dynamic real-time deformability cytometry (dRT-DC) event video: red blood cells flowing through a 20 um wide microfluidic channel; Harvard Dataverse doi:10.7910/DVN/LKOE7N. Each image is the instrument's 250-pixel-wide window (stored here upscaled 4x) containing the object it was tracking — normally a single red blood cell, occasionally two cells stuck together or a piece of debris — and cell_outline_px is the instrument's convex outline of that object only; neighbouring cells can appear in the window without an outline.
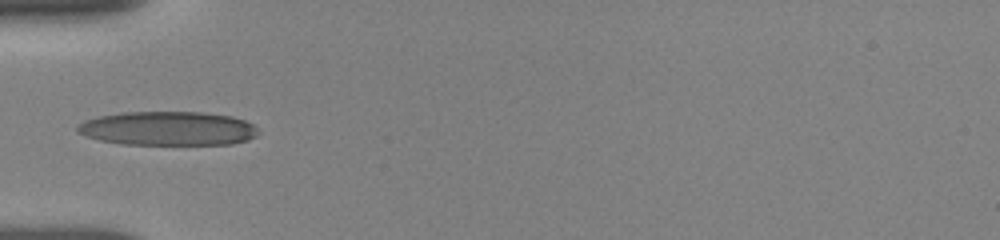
{"species": "human", "species_latin": "Homo sapiens", "temperature_condition": "room temperature", "stored_images_in_passage": 51, "camera_frame_rate_fps": 3000, "um_per_image_px": 0.085, "donor": {"sex": "female"}, "frame": {"image": 1, "passage_image": 1, "time_ms": 0.0, "image_size_px": [1000, 240], "cell_outline_px": [[256, 136], [248, 140], [232, 144], [120, 144], [100, 140], [76, 132], [76, 128], [84, 120], [100, 116], [120, 112], [200, 112], [232, 116], [244, 120], [252, 124], [256, 128]], "centroid_in_image_um": [14.26, 10.92], "position_along_channel_um": 70.7, "area_um2": 35.72}}
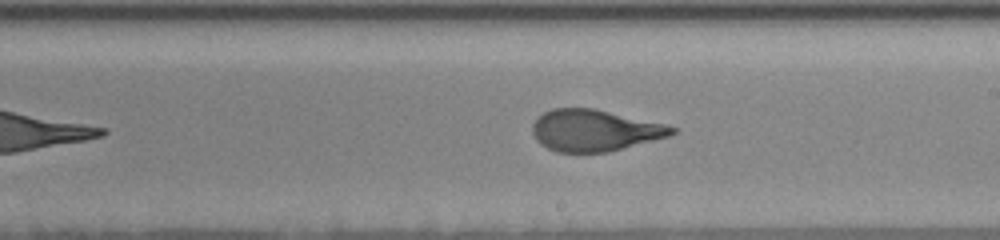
{"frame": {"image": 2, "passage_image": 30, "time_ms": 4.333, "image_size_px": [1000, 240], "cell_outline_px": [[676, 132], [668, 136], [608, 152], [556, 152], [540, 144], [536, 140], [532, 132], [532, 124], [544, 112], [552, 108], [596, 108], [664, 124], [676, 128]], "centroid_in_image_um": [50.5, 11.08], "position_along_channel_um": 238.5, "area_um2": 33.58}}
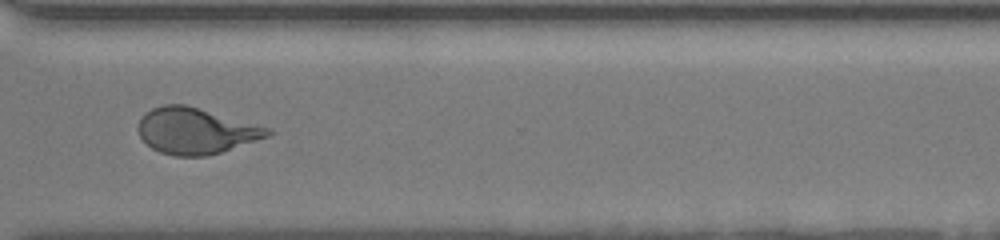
{"frame": {"image": 3, "passage_image": 50, "time_ms": 7.333, "image_size_px": [1000, 240], "cell_outline_px": [[272, 136], [208, 156], [176, 156], [160, 152], [152, 148], [140, 136], [136, 128], [144, 112], [152, 108], [164, 104], [184, 104], [272, 128]], "centroid_in_image_um": [16.66, 11.12], "position_along_channel_um": 353.9, "area_um2": 34.91}}